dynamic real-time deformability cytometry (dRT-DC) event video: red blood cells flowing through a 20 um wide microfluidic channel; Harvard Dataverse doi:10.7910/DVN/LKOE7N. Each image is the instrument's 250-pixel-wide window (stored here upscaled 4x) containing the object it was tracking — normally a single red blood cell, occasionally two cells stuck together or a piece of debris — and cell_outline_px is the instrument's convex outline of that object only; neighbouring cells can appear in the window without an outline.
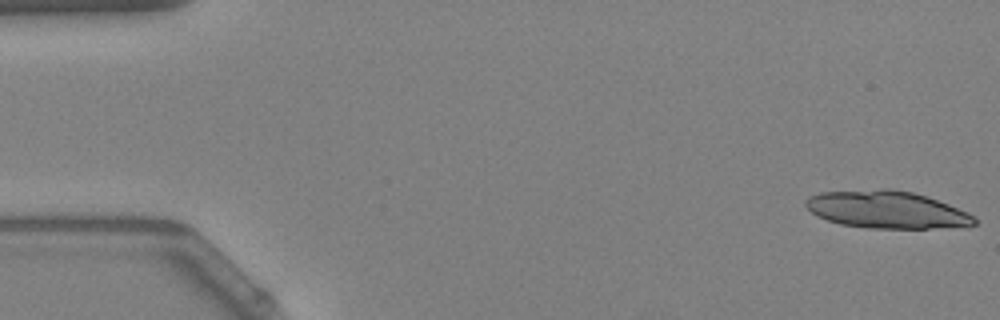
{"species": "Egyptian fruit bat (a non-hibernating species)", "species_latin": "Rousettus aegyptiacus", "temperature_condition": "warm", "stored_images_in_passage": 20, "camera_frame_rate_fps": 3000, "um_per_image_px": 0.085, "animal": {"sex": "female"}, "frame": {"image": 1, "passage_image": 1, "time_ms": 0.0, "image_size_px": [1000, 320], "cell_outline_px": [[976, 224], [968, 228], [868, 228], [840, 224], [828, 220], [812, 212], [804, 204], [804, 200], [808, 196], [820, 192], [884, 188], [888, 188], [912, 192], [948, 204], [972, 216], [976, 220]], "centroid_in_image_um": [75.36, 17.83], "position_along_channel_um": 9.6, "area_um2": 36.76}}